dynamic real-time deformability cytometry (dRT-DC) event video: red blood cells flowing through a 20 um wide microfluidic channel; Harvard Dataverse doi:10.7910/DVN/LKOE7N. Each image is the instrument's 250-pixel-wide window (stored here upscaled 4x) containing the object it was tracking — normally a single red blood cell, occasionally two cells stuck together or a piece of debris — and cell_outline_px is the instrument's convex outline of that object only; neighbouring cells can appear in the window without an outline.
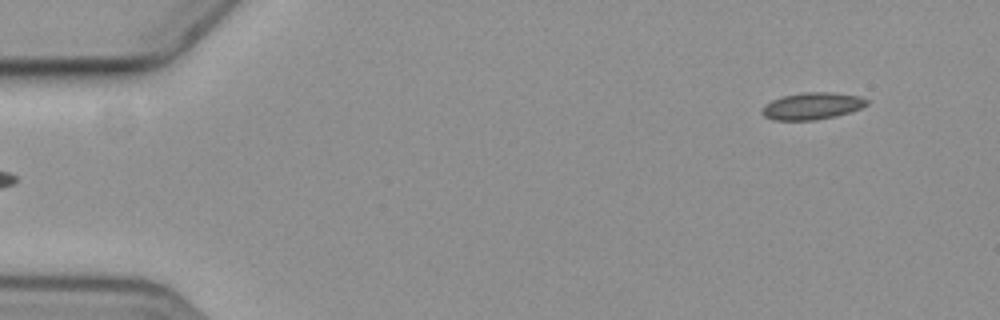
{"species": "common noctule bat (a hibernating species)", "species_latin": "Nyctalus noctula", "temperature_condition": "cold", "stored_images_in_passage": 4, "camera_frame_rate_fps": 3000, "um_per_image_px": 0.085, "animal": {"sex": "female", "body_mass_g": 19.3, "forearm_length_mm": 54.1}, "frame": {"image": 1, "passage_image": 4, "time_ms": 6.667, "image_size_px": [1000, 320], "cell_outline_px": [[868, 104], [860, 108], [848, 112], [832, 116], [812, 120], [772, 120], [764, 116], [760, 112], [764, 104], [772, 100], [784, 96], [800, 92], [832, 92], [860, 96], [868, 100]], "centroid_in_image_um": [68.98, 9.0], "position_along_channel_um": 16.0, "area_um2": 16.36}}